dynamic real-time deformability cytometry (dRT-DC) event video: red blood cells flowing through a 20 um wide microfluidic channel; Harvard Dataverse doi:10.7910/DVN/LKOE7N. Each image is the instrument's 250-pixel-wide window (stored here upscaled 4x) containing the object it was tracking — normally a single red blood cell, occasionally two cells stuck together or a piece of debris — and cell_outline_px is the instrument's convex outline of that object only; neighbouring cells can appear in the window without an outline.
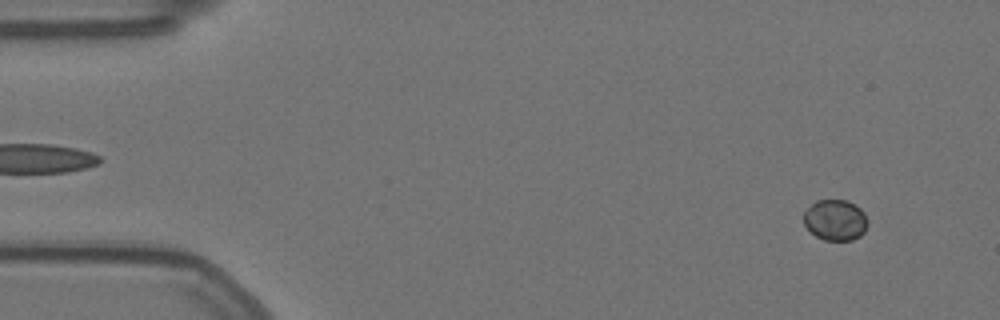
{"species": "Egyptian fruit bat (a non-hibernating species)", "species_latin": "Rousettus aegyptiacus", "temperature_condition": "warm", "stored_images_in_passage": 58, "camera_frame_rate_fps": 3000, "um_per_image_px": 0.085, "animal": {"sex": "female"}, "frame": {"image": 1, "passage_image": 5, "time_ms": 1.333, "image_size_px": [1000, 320], "cell_outline_px": [[868, 224], [864, 232], [860, 236], [852, 240], [824, 240], [816, 236], [804, 224], [804, 212], [816, 200], [848, 200], [860, 208], [864, 212], [868, 220]], "centroid_in_image_um": [71.03, 18.7], "position_along_channel_um": 14.0, "area_um2": 15.26}}
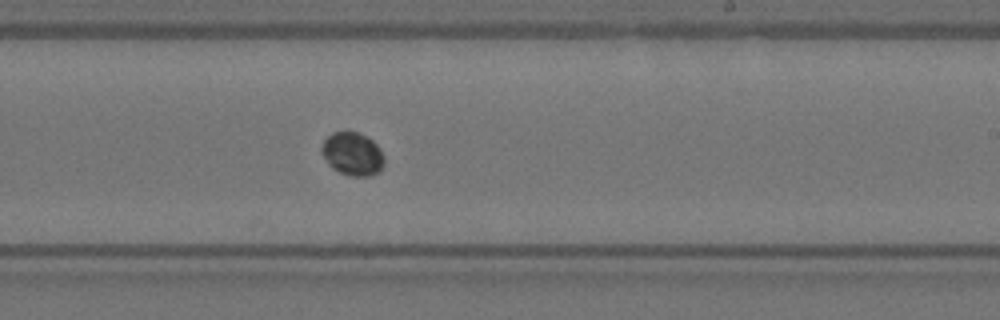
{"frame": {"image": 2, "passage_image": 35, "time_ms": 11.333, "image_size_px": [1000, 320], "cell_outline_px": [[384, 164], [380, 172], [368, 176], [348, 176], [332, 168], [328, 164], [320, 152], [320, 148], [324, 140], [332, 132], [356, 132], [368, 136], [380, 148], [384, 156]], "centroid_in_image_um": [29.96, 13.09], "position_along_channel_um": 259.0, "area_um2": 15.95}}
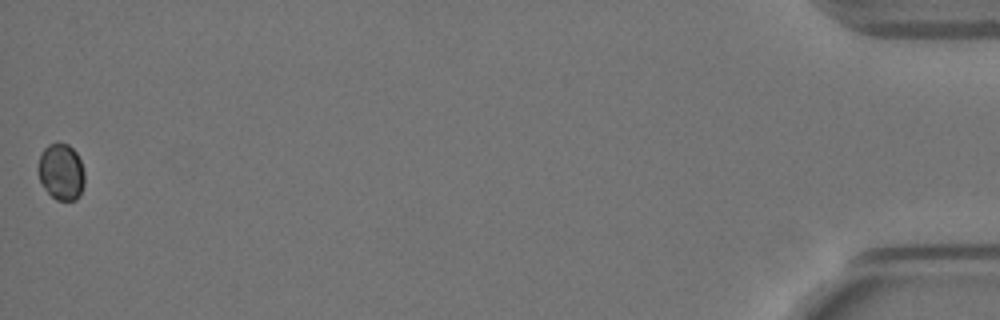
{"frame": {"image": 3, "passage_image": 58, "time_ms": 19.0, "image_size_px": [1000, 320], "cell_outline_px": [[84, 184], [80, 196], [76, 200], [56, 200], [44, 188], [40, 180], [40, 156], [44, 148], [48, 144], [56, 140], [68, 144], [76, 152], [80, 160], [84, 172]], "centroid_in_image_um": [5.23, 14.58], "position_along_channel_um": 430.0, "area_um2": 15.26}}